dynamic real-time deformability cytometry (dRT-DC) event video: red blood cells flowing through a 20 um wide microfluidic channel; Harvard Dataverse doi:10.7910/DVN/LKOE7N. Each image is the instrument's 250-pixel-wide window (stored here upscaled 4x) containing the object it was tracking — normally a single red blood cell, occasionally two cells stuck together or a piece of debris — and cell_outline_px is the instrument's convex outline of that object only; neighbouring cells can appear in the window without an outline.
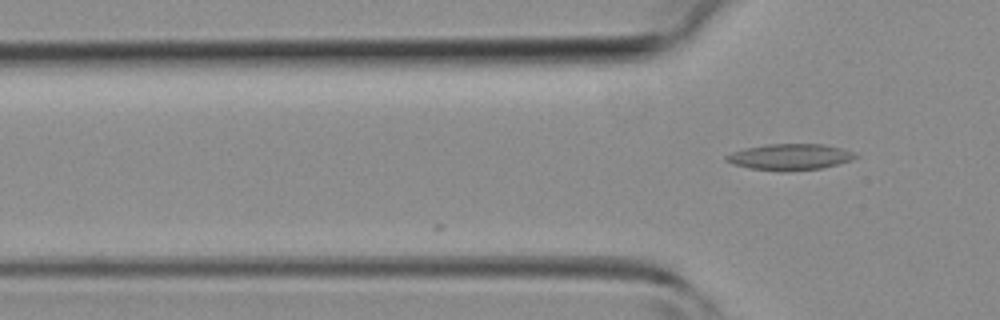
{"species": "common noctule bat (a hibernating species)", "species_latin": "Nyctalus noctula", "temperature_condition": "room temperature", "stored_images_in_passage": 2, "camera_frame_rate_fps": 3000, "um_per_image_px": 0.085, "animal": {"sex": "female", "body_mass_g": 19.3, "forearm_length_mm": 54.1}, "frame": {"image": 1, "passage_image": 2, "time_ms": 0.333, "image_size_px": [1000, 320], "cell_outline_px": [[860, 156], [852, 160], [820, 168], [784, 172], [752, 168], [732, 164], [724, 160], [724, 156], [732, 152], [744, 148], [764, 144], [824, 144], [856, 152]], "centroid_in_image_um": [67.14, 13.33], "position_along_channel_um": 58.7, "area_um2": 19.83}}